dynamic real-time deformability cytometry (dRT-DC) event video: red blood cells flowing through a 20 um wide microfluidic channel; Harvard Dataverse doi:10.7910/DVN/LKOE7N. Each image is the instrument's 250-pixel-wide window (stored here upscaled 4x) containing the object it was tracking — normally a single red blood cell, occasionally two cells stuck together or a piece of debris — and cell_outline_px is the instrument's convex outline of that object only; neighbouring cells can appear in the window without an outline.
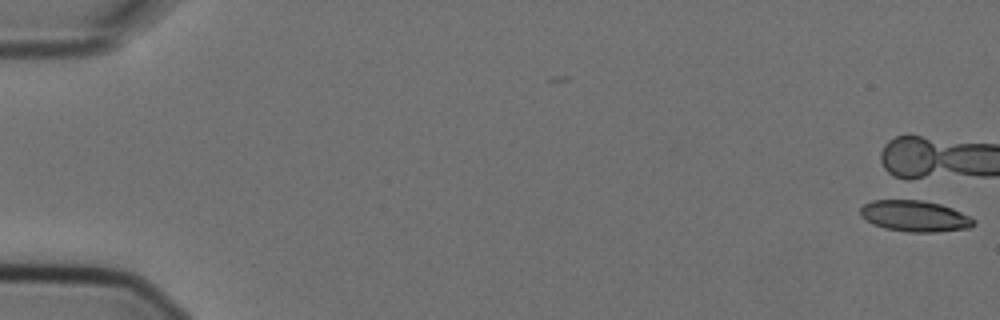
{"species": "Egyptian fruit bat (a non-hibernating species)", "species_latin": "Rousettus aegyptiacus", "temperature_condition": "cold", "stored_images_in_passage": 7, "camera_frame_rate_fps": 3000, "um_per_image_px": 0.085, "animal": {"sex": "female"}, "frame": {"image": 1, "passage_image": 1, "time_ms": 0.0, "image_size_px": [1000, 320], "cell_outline_px": [[976, 224], [972, 228], [936, 232], [908, 232], [884, 228], [872, 224], [860, 216], [860, 208], [864, 204], [872, 200], [908, 196], [940, 204], [952, 208], [976, 220]], "centroid_in_image_um": [77.72, 18.32], "position_along_channel_um": 7.3, "area_um2": 21.5}}
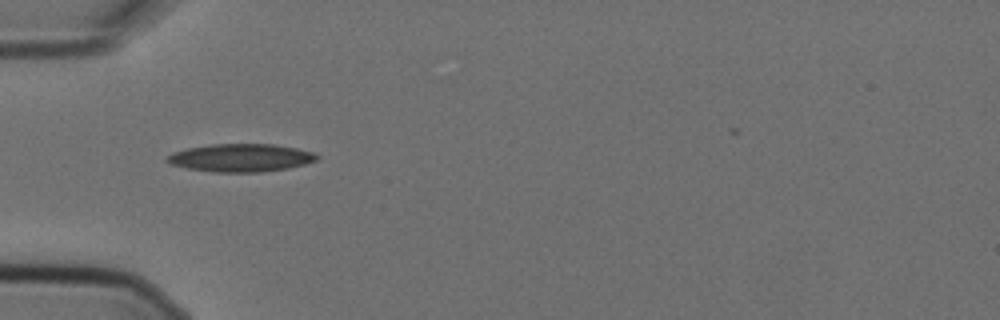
{"frame": {"image": 2, "passage_image": 6, "time_ms": 1.667, "image_size_px": [1000, 320], "cell_outline_px": [[320, 156], [316, 160], [304, 164], [288, 168], [260, 172], [212, 172], [188, 168], [172, 164], [164, 160], [172, 152], [188, 148], [212, 144], [272, 144], [296, 148], [316, 152]], "centroid_in_image_um": [20.49, 13.41], "position_along_channel_um": 64.5, "area_um2": 24.33}}
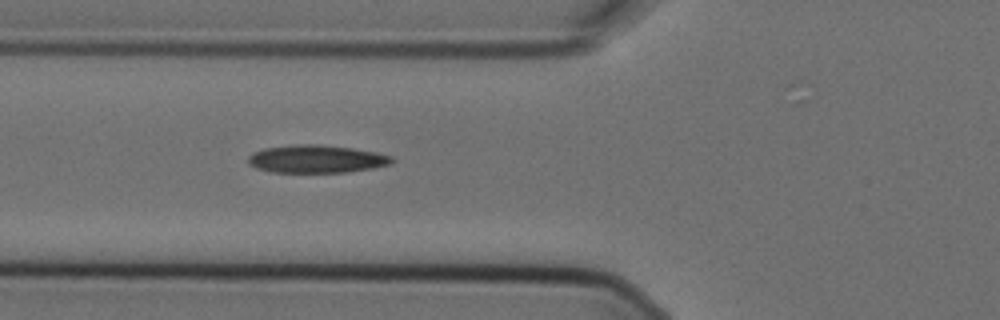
{"frame": {"image": 3, "passage_image": 7, "time_ms": 2.0, "image_size_px": [1000, 320], "cell_outline_px": [[396, 160], [392, 164], [372, 168], [344, 172], [272, 172], [256, 168], [248, 164], [248, 156], [252, 152], [264, 148], [296, 144], [320, 144], [352, 148], [376, 152], [392, 156]], "centroid_in_image_um": [26.9, 13.5], "position_along_channel_um": 98.9, "area_um2": 23.47}}